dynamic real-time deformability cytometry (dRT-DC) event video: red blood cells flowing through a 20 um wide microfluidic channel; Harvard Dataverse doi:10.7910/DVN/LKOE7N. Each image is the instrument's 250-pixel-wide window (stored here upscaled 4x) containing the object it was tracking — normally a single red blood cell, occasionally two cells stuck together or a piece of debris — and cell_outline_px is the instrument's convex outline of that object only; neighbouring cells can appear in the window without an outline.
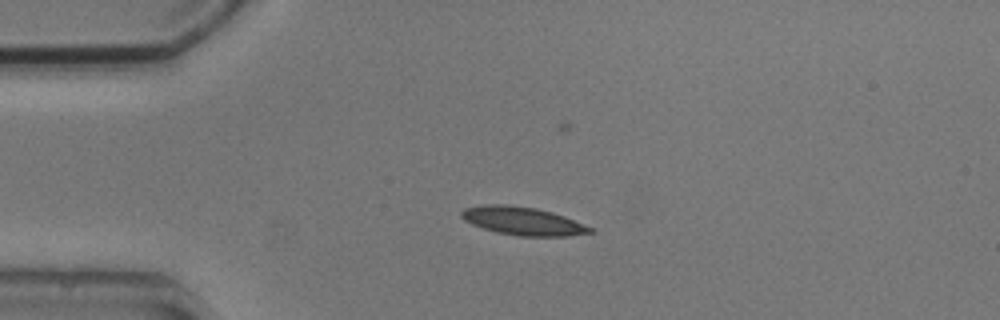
{"species": "common noctule bat (a hibernating species)", "species_latin": "Nyctalus noctula", "temperature_condition": "cold", "stored_images_in_passage": 4, "camera_frame_rate_fps": 3000, "um_per_image_px": 0.085, "animal": {"sex": "male", "body_mass_g": 20.5, "forearm_length_mm": 52.5}, "frame": {"image": 1, "passage_image": 2, "time_ms": 2.0, "image_size_px": [1000, 320], "cell_outline_px": [[596, 232], [568, 236], [516, 236], [496, 232], [472, 224], [464, 220], [460, 216], [460, 212], [464, 208], [484, 204], [508, 204], [536, 208], [552, 212], [564, 216], [592, 228]], "centroid_in_image_um": [44.41, 18.78], "position_along_channel_um": 40.6, "area_um2": 21.21}}